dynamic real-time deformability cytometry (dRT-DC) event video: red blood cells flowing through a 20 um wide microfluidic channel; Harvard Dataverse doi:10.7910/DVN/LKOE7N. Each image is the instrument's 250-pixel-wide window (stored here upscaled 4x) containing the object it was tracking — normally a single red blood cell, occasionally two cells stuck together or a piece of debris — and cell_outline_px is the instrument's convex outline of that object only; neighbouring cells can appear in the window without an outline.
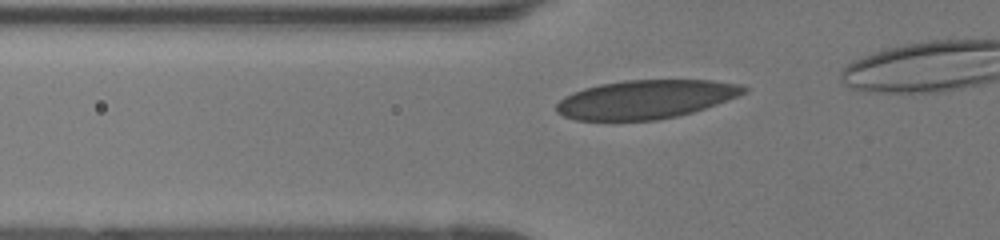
{"species": "human", "species_latin": "Homo sapiens", "temperature_condition": "room temperature", "stored_images_in_passage": 35, "camera_frame_rate_fps": 3000, "um_per_image_px": 0.085, "donor": {"sex": "female"}, "frame": {"image": 1, "passage_image": 6, "time_ms": 1.667, "image_size_px": [1000, 240], "cell_outline_px": [[748, 88], [744, 92], [736, 96], [716, 104], [692, 112], [676, 116], [656, 120], [576, 120], [564, 116], [556, 112], [556, 104], [564, 96], [572, 92], [584, 88], [600, 84], [624, 80], [712, 80], [740, 84]], "centroid_in_image_um": [54.84, 8.44], "position_along_channel_um": 71.0, "area_um2": 42.02}}
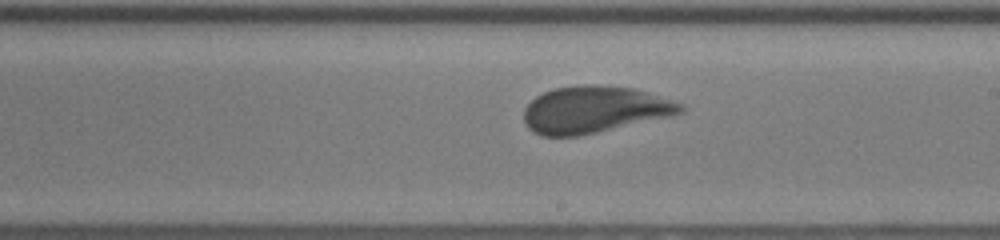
{"frame": {"image": 2, "passage_image": 19, "time_ms": 6.0, "image_size_px": [1000, 240], "cell_outline_px": [[684, 112], [672, 116], [580, 136], [540, 136], [532, 132], [528, 128], [524, 120], [524, 108], [536, 96], [544, 92], [556, 88], [588, 84], [632, 88], [684, 104]], "centroid_in_image_um": [50.5, 9.34], "position_along_channel_um": 238.5, "area_um2": 42.66}}
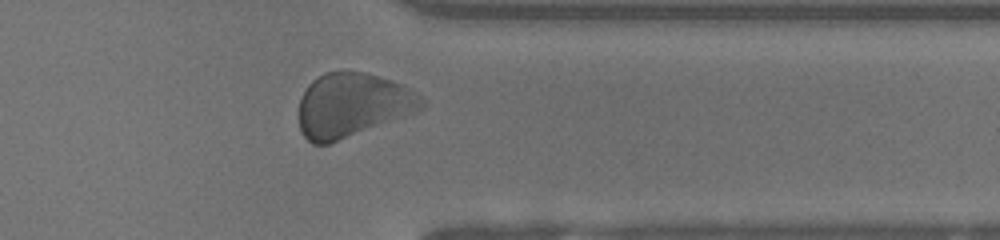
{"frame": {"image": 3, "passage_image": 30, "time_ms": 9.667, "image_size_px": [1000, 240], "cell_outline_px": [[428, 104], [412, 112], [328, 144], [312, 144], [304, 136], [300, 128], [300, 100], [308, 84], [312, 80], [324, 72], [364, 72], [392, 80], [408, 88], [424, 100]], "centroid_in_image_um": [29.9, 8.92], "position_along_channel_um": 381.5, "area_um2": 44.74}}